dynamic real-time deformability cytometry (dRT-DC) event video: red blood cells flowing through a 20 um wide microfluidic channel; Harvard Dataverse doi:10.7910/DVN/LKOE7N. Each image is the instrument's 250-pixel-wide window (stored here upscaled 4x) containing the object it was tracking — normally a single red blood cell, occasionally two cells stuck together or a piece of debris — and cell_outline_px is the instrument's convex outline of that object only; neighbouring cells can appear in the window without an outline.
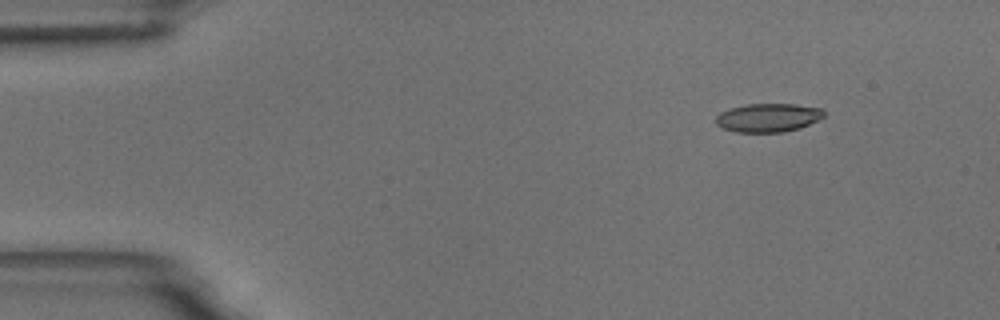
{"species": "common noctule bat (a hibernating species)", "species_latin": "Nyctalus noctula", "temperature_condition": "room temperature", "stored_images_in_passage": 50, "camera_frame_rate_fps": 3000, "um_per_image_px": 0.085, "animal": {"sex": "male", "body_mass_g": 18.8}, "frame": {"image": 1, "passage_image": 1, "time_ms": 0.0, "image_size_px": [1000, 320], "cell_outline_px": [[824, 116], [800, 128], [784, 132], [736, 132], [724, 128], [716, 124], [716, 116], [720, 112], [728, 108], [748, 104], [796, 104], [820, 108], [824, 112]], "centroid_in_image_um": [65.26, 10.0], "position_along_channel_um": 19.7, "area_um2": 17.92}}
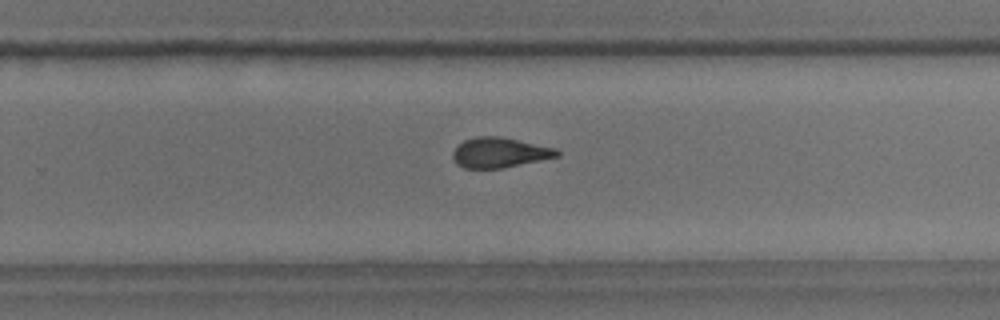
{"frame": {"image": 2, "passage_image": 30, "time_ms": 9.667, "image_size_px": [1000, 320], "cell_outline_px": [[560, 156], [500, 168], [464, 168], [456, 164], [452, 156], [452, 152], [464, 140], [476, 136], [500, 136], [556, 148], [560, 152]], "centroid_in_image_um": [42.45, 12.96], "position_along_channel_um": 287.3, "area_um2": 18.15}}
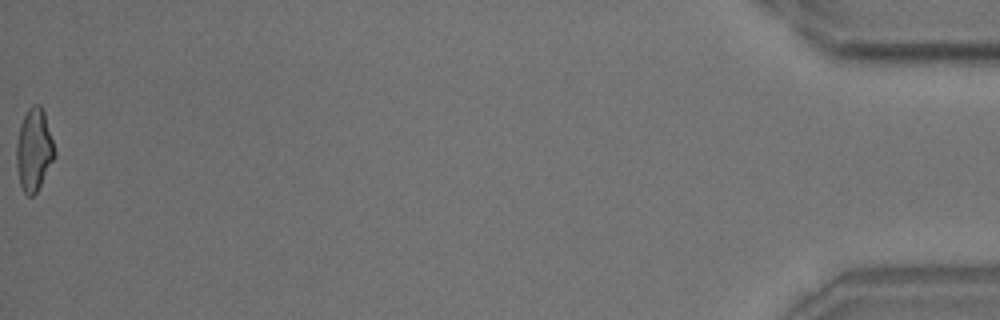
{"frame": {"image": 3, "passage_image": 50, "time_ms": 16.333, "image_size_px": [1000, 320], "cell_outline_px": [[56, 156], [36, 192], [32, 196], [28, 196], [24, 192], [20, 184], [16, 168], [16, 144], [20, 124], [28, 108], [32, 104], [40, 104], [44, 112], [56, 152]], "centroid_in_image_um": [2.88, 12.72], "position_along_channel_um": 432.3, "area_um2": 18.32}, "authors_computed_cell_mechanics": {"area_um2": 18.6694, "velocity_mm_per_s": 3.6659, "shape_relaxation_time_tau1_ms": 5.8721, "shape_relaxation_time_tau2_ms": 2.903, "deformation_change_tau1": 0.1457, "deformation_change_tau2": 0.1079}}